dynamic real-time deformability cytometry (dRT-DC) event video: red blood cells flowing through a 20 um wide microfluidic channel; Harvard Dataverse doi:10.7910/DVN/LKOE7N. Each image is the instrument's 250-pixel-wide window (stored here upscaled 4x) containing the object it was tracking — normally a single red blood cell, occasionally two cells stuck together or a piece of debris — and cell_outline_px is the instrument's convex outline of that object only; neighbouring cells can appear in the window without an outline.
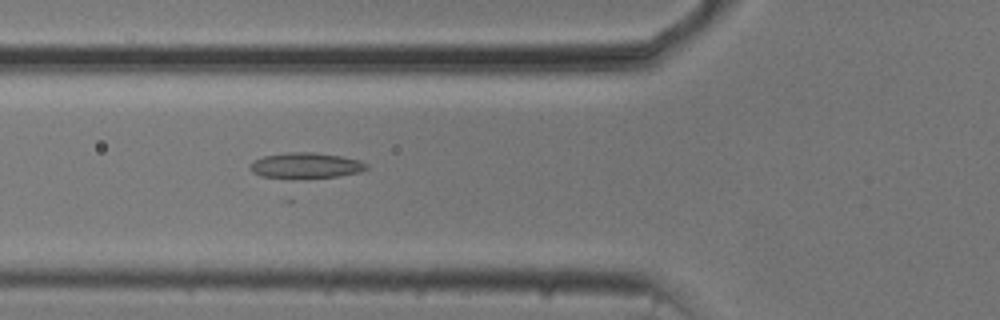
{"species": "common noctule bat (a hibernating species)", "species_latin": "Nyctalus noctula", "temperature_condition": "cold", "stored_images_in_passage": 37, "camera_frame_rate_fps": 3000, "um_per_image_px": 0.085, "animal": {"sex": "male", "body_mass_g": 20.5, "forearm_length_mm": 52.5}, "frame": {"image": 1, "passage_image": 3, "time_ms": 0.667, "image_size_px": [1000, 320], "cell_outline_px": [[368, 168], [360, 172], [340, 176], [292, 180], [260, 176], [252, 172], [248, 168], [248, 164], [264, 156], [288, 152], [316, 152], [344, 156], [360, 160], [368, 164]], "centroid_in_image_um": [25.99, 14.09], "position_along_channel_um": 99.8, "area_um2": 18.09}}
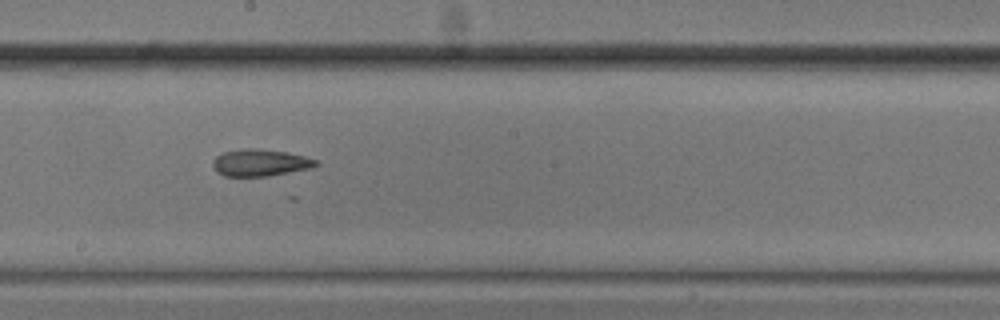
{"frame": {"image": 2, "passage_image": 13, "time_ms": 4.0, "image_size_px": [1000, 320], "cell_outline_px": [[320, 164], [312, 168], [268, 176], [224, 176], [216, 172], [212, 164], [212, 160], [216, 156], [224, 152], [244, 148], [256, 148], [288, 152], [304, 156], [316, 160]], "centroid_in_image_um": [22.11, 13.83], "position_along_channel_um": 226.1, "area_um2": 16.3}}
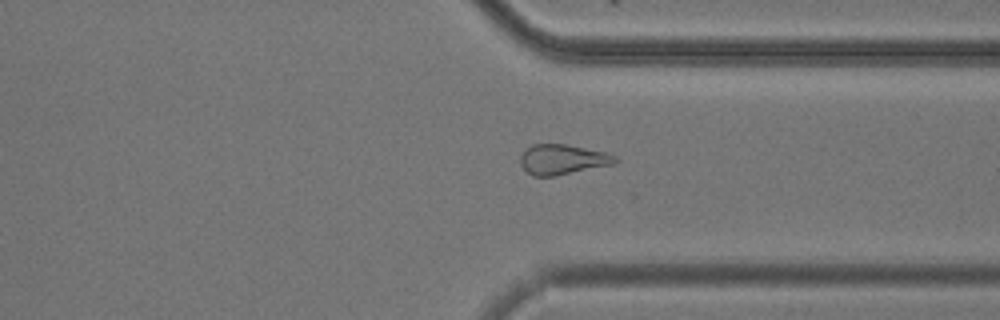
{"frame": {"image": 3, "passage_image": 24, "time_ms": 7.667, "image_size_px": [1000, 320], "cell_outline_px": [[620, 160], [616, 164], [556, 176], [532, 176], [520, 164], [520, 156], [524, 148], [532, 144], [564, 144], [604, 152], [616, 156]], "centroid_in_image_um": [47.82, 13.56], "position_along_channel_um": 363.6, "area_um2": 16.82}}